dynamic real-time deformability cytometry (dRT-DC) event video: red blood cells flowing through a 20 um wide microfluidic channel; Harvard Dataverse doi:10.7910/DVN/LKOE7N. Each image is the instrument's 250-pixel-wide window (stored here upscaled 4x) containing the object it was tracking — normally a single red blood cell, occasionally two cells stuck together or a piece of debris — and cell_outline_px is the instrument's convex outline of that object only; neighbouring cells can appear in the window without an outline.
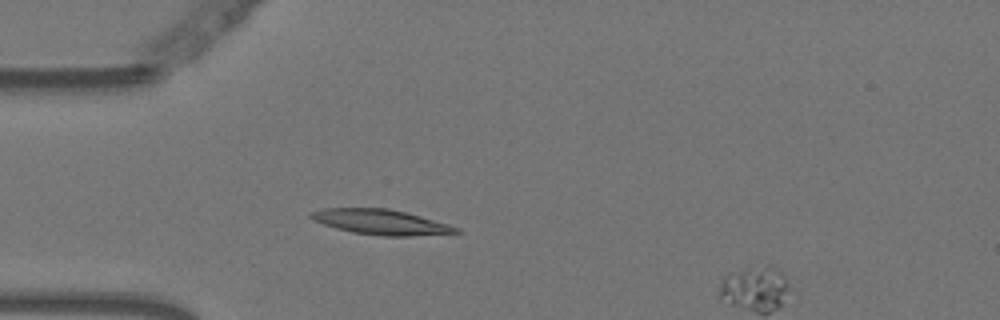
{"species": "Egyptian fruit bat (a non-hibernating species)", "species_latin": "Rousettus aegyptiacus", "temperature_condition": "warm", "stored_images_in_passage": 15, "segment_of_instrument_passage": [1, 2], "camera_frame_rate_fps": 3000, "um_per_image_px": 0.085, "animal": {"sex": "female"}, "frame": {"image": 1, "passage_image": 13, "time_ms": 4.0, "image_size_px": [1000, 320], "cell_outline_px": [[464, 232], [412, 236], [380, 236], [352, 232], [336, 228], [312, 220], [308, 216], [312, 212], [324, 208], [388, 208], [420, 216], [448, 224], [460, 228]], "centroid_in_image_um": [32.39, 18.88], "position_along_channel_um": 52.6, "area_um2": 21.21}}